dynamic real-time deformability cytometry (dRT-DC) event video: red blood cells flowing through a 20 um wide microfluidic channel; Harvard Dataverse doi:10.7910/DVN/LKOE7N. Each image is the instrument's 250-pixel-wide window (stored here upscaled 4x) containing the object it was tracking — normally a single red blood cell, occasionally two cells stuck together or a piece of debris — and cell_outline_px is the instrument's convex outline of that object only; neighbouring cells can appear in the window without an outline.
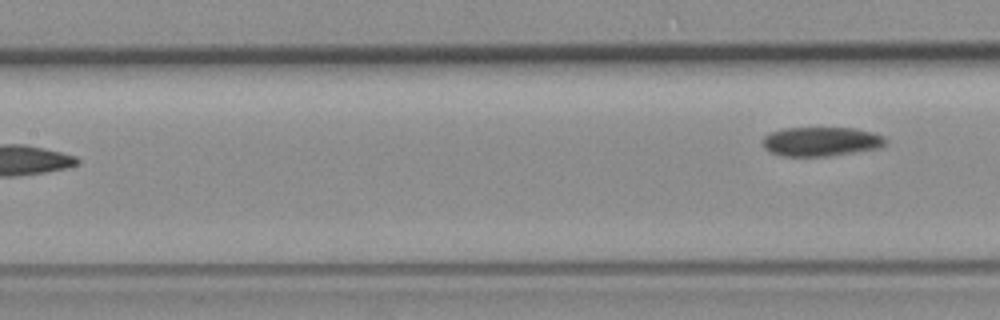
{"species": "common noctule bat (a hibernating species)", "species_latin": "Nyctalus noctula", "temperature_condition": "room temperature", "stored_images_in_passage": 7, "camera_frame_rate_fps": 3000, "um_per_image_px": 0.085, "animal": {"sex": "female", "body_mass_g": 19.3, "forearm_length_mm": 54.1}, "frame": {"image": 1, "passage_image": 7, "time_ms": 8.0, "image_size_px": [1000, 320], "cell_outline_px": [[888, 144], [880, 148], [828, 156], [780, 156], [768, 152], [764, 148], [760, 140], [768, 132], [784, 128], [852, 128], [872, 132], [884, 136], [888, 140]], "centroid_in_image_um": [69.76, 12.03], "position_along_channel_um": 137.6, "area_um2": 21.33}}